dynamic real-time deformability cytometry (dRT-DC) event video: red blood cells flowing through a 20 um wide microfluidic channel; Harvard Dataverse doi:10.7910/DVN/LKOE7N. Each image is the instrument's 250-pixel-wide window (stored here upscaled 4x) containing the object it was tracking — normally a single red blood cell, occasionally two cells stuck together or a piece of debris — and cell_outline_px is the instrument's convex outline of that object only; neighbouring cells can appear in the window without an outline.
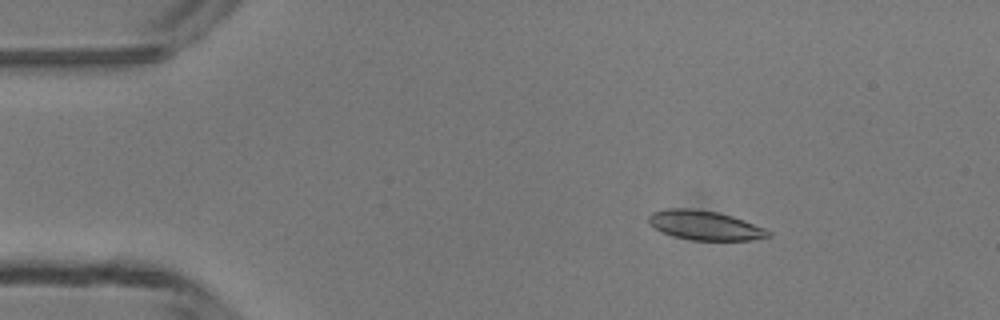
{"species": "common noctule bat (a hibernating species)", "species_latin": "Nyctalus noctula", "temperature_condition": "room temperature", "stored_images_in_passage": 3, "camera_frame_rate_fps": 3000, "um_per_image_px": 0.085, "animal": {"sex": "male", "body_mass_g": 13.3}, "frame": {"image": 1, "passage_image": 1, "time_ms": 0.0, "image_size_px": [1000, 320], "cell_outline_px": [[772, 236], [752, 240], [692, 240], [672, 236], [648, 224], [648, 216], [652, 212], [668, 208], [692, 208], [716, 212], [732, 216], [744, 220], [764, 228], [772, 232]], "centroid_in_image_um": [59.91, 19.15], "position_along_channel_um": 25.1, "area_um2": 20.46}}
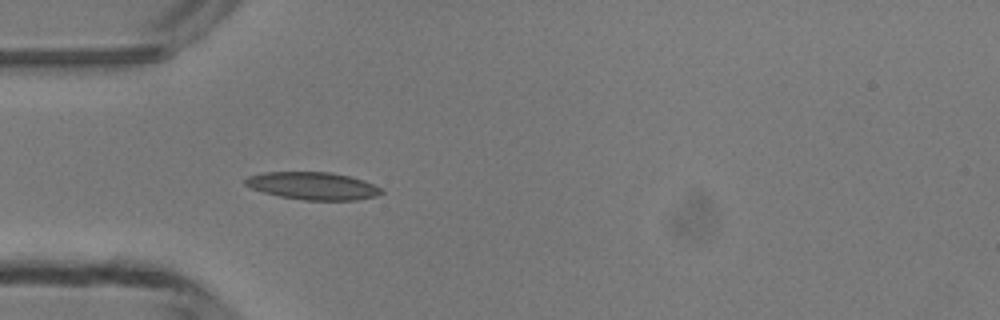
{"frame": {"image": 2, "passage_image": 3, "time_ms": 2.333, "image_size_px": [1000, 320], "cell_outline_px": [[384, 192], [376, 196], [356, 200], [304, 200], [280, 196], [264, 192], [252, 188], [244, 184], [244, 180], [248, 176], [264, 172], [332, 172], [364, 180], [380, 188]], "centroid_in_image_um": [26.59, 15.79], "position_along_channel_um": 58.4, "area_um2": 21.73}}